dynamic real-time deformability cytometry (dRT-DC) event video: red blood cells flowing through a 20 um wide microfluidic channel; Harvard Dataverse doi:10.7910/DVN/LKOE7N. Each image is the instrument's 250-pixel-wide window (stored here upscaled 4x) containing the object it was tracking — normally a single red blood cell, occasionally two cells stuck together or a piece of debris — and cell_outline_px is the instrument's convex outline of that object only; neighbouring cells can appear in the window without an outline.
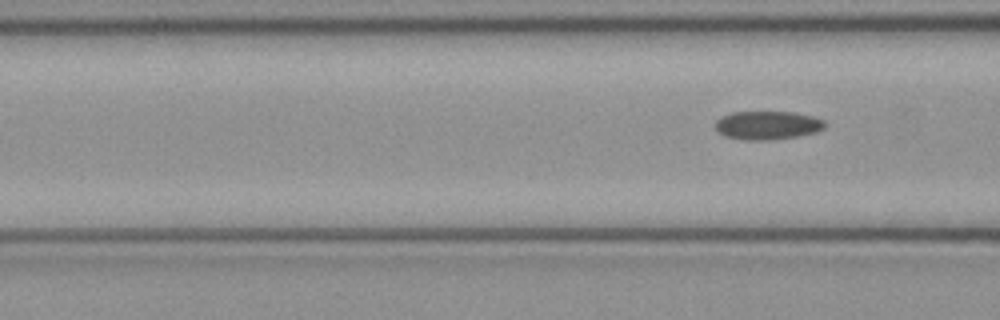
{"species": "common noctule bat (a hibernating species)", "species_latin": "Nyctalus noctula", "temperature_condition": "cold", "stored_images_in_passage": 7, "camera_frame_rate_fps": 3000, "um_per_image_px": 0.085, "animal": {"sex": "female", "body_mass_g": 21.9}, "frame": {"image": 1, "passage_image": 7, "time_ms": 2.0, "image_size_px": [1000, 320], "cell_outline_px": [[824, 128], [816, 132], [796, 136], [768, 140], [748, 140], [724, 136], [716, 128], [716, 120], [720, 116], [732, 112], [792, 112], [812, 116], [824, 120]], "centroid_in_image_um": [65.21, 10.64], "position_along_channel_um": 101.4, "area_um2": 18.03}}